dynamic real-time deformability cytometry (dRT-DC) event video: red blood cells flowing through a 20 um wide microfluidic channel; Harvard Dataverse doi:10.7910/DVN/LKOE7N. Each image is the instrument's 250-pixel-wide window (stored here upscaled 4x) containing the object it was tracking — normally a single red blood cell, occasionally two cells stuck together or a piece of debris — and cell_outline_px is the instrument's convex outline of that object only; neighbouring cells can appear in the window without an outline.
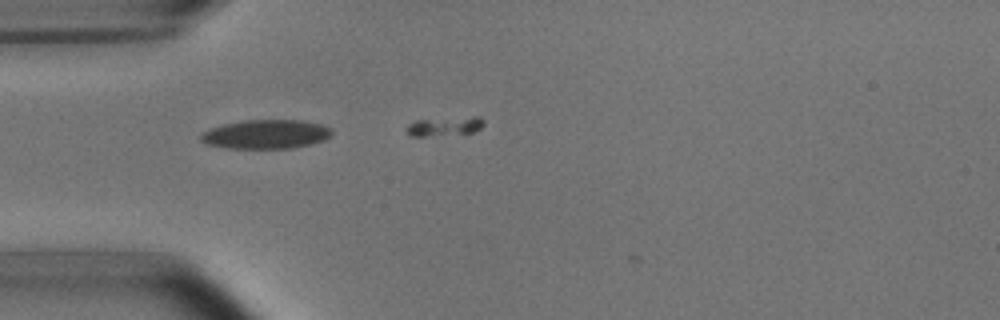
{"species": "common noctule bat (a hibernating species)", "species_latin": "Nyctalus noctula", "temperature_condition": "room temperature", "stored_images_in_passage": 6, "camera_frame_rate_fps": 3000, "um_per_image_px": 0.085, "animal": {"sex": "male", "body_mass_g": 15.6}, "frame": {"image": 1, "passage_image": 4, "time_ms": 4.333, "image_size_px": [1000, 320], "cell_outline_px": [[332, 132], [324, 140], [312, 144], [292, 148], [228, 148], [208, 144], [200, 140], [200, 132], [208, 128], [224, 124], [244, 120], [300, 120], [320, 124], [332, 128]], "centroid_in_image_um": [22.57, 11.4], "position_along_channel_um": 62.4, "area_um2": 22.2}}